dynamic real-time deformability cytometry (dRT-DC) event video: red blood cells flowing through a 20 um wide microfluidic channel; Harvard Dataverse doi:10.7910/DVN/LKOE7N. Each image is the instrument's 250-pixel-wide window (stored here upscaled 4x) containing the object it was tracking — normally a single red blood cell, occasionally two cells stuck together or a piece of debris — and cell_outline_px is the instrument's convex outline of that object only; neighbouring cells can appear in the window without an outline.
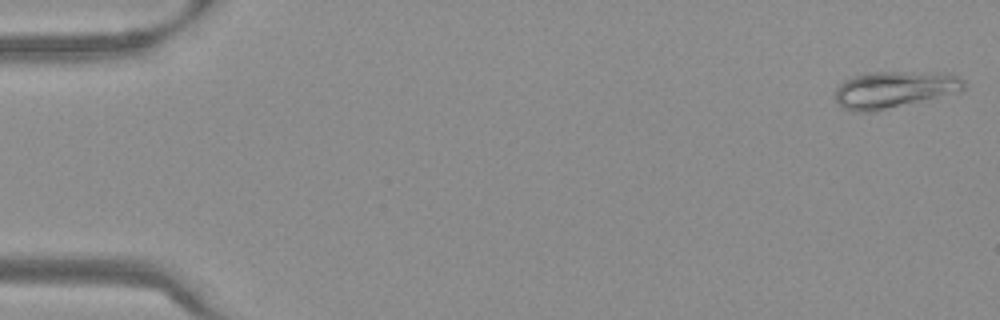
{"species": "Egyptian fruit bat (a non-hibernating species)", "species_latin": "Rousettus aegyptiacus", "temperature_condition": "warm", "stored_images_in_passage": 53, "camera_frame_rate_fps": 3000, "um_per_image_px": 0.085, "frame": {"image": 1, "passage_image": 1, "time_ms": 0.0, "image_size_px": [1000, 320], "cell_outline_px": [[968, 84], [964, 92], [872, 112], [856, 112], [844, 108], [836, 100], [836, 88], [844, 80], [852, 76], [864, 72], [952, 72], [960, 76]], "centroid_in_image_um": [76.13, 7.59], "position_along_channel_um": 8.9, "area_um2": 28.38}}
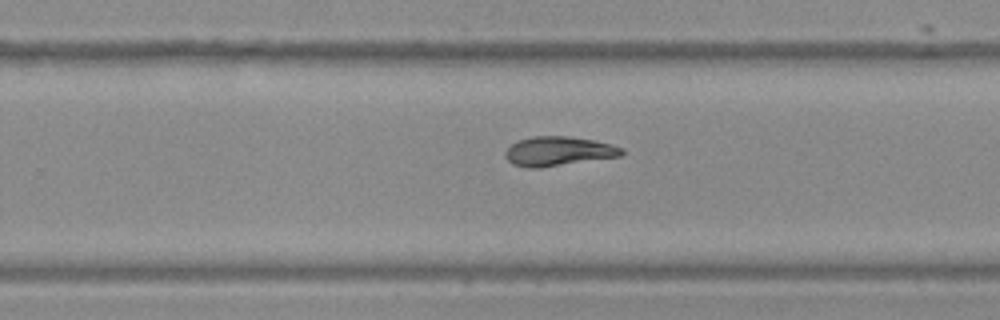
{"frame": {"image": 2, "passage_image": 34, "time_ms": 11.0, "image_size_px": [1000, 320], "cell_outline_px": [[624, 152], [620, 156], [540, 168], [528, 168], [512, 164], [504, 156], [504, 152], [516, 140], [532, 136], [568, 136], [592, 140], [612, 144], [624, 148]], "centroid_in_image_um": [47.44, 12.85], "position_along_channel_um": 282.4, "area_um2": 20.0}}
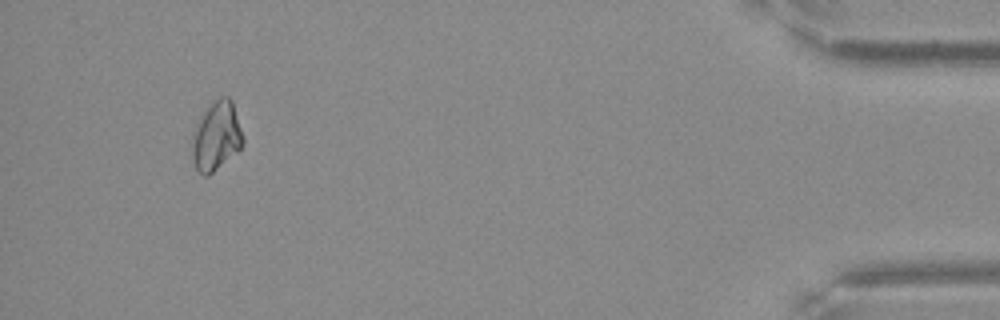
{"frame": {"image": 3, "passage_image": 50, "time_ms": 16.333, "image_size_px": [1000, 320], "cell_outline_px": [[244, 144], [240, 148], [208, 176], [204, 176], [196, 168], [192, 160], [192, 136], [200, 116], [220, 96], [228, 96], [232, 100], [244, 136]], "centroid_in_image_um": [18.4, 11.57], "position_along_channel_um": 416.8, "area_um2": 20.23}, "authors_computed_cell_mechanics": {"area_um2": 20.3456, "velocity_mm_per_s": 3.7976, "shape_relaxation_time_tau1_ms": null, "shape_relaxation_time_tau2_ms": 3.0031, "deformation_change_tau1": null, "deformation_change_tau2": 0.0846}}